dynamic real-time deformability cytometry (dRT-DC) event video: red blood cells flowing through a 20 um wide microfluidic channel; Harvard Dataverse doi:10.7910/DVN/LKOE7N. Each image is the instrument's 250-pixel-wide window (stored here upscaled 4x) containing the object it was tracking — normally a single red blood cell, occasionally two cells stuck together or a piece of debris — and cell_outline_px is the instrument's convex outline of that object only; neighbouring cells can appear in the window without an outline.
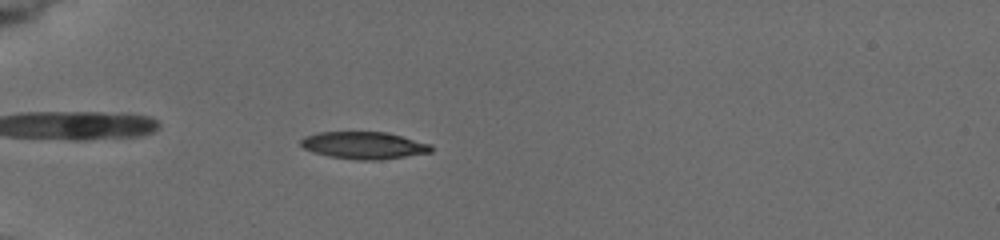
{"species": "common noctule bat (a hibernating species)", "species_latin": "Nyctalus noctula", "temperature_condition": "cold", "stored_images_in_passage": 5, "camera_frame_rate_fps": 3000, "um_per_image_px": 0.085, "animal": {"sex": "female", "body_mass_g": 19.5, "forearm_length_mm": 54.1}, "frame": {"image": 1, "passage_image": 5, "time_ms": 4.0, "image_size_px": [1000, 240], "cell_outline_px": [[432, 152], [380, 160], [356, 160], [328, 156], [312, 152], [304, 148], [300, 144], [300, 140], [304, 136], [316, 132], [388, 132], [432, 144]], "centroid_in_image_um": [30.92, 12.35], "position_along_channel_um": 54.1, "area_um2": 20.87}}